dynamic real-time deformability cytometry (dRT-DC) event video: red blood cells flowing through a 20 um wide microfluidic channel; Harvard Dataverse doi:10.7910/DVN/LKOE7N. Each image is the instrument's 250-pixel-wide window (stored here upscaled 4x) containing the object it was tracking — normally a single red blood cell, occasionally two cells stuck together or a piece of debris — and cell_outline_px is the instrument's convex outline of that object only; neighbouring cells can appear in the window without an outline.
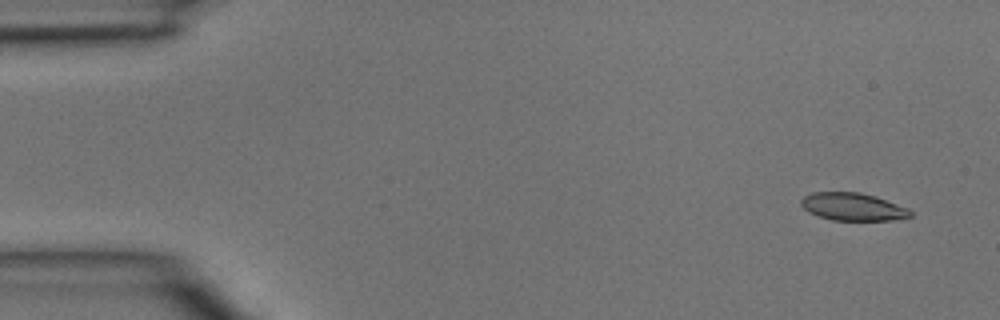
{"species": "common noctule bat (a hibernating species)", "species_latin": "Nyctalus noctula", "temperature_condition": "room temperature", "stored_images_in_passage": 4, "camera_frame_rate_fps": 3000, "um_per_image_px": 0.085, "animal": {"sex": "male", "body_mass_g": 15.6}, "frame": {"image": 1, "passage_image": 1, "time_ms": 0.0, "image_size_px": [1000, 320], "cell_outline_px": [[912, 216], [892, 220], [832, 220], [808, 212], [800, 204], [800, 200], [804, 196], [812, 192], [860, 192], [876, 196], [908, 208], [912, 212]], "centroid_in_image_um": [72.48, 17.56], "position_along_channel_um": 12.5, "area_um2": 17.63}}
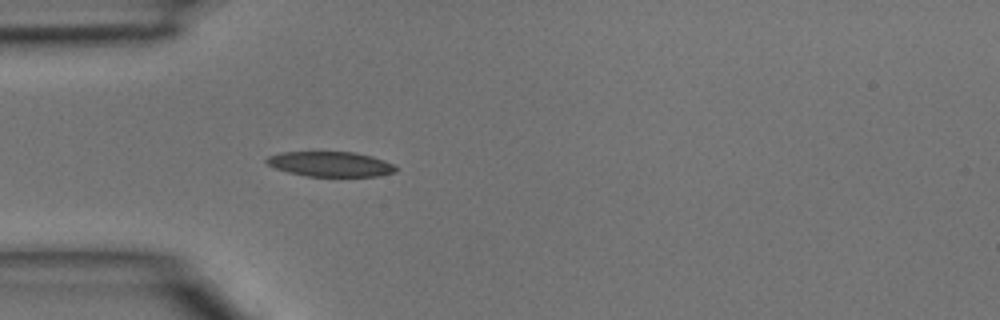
{"frame": {"image": 2, "passage_image": 4, "time_ms": 1.0, "image_size_px": [1000, 320], "cell_outline_px": [[396, 172], [380, 176], [308, 176], [288, 172], [276, 168], [268, 164], [264, 160], [268, 156], [280, 152], [356, 152], [372, 156], [384, 160], [392, 164], [396, 168]], "centroid_in_image_um": [28.09, 13.94], "position_along_channel_um": 56.9, "area_um2": 18.79}}